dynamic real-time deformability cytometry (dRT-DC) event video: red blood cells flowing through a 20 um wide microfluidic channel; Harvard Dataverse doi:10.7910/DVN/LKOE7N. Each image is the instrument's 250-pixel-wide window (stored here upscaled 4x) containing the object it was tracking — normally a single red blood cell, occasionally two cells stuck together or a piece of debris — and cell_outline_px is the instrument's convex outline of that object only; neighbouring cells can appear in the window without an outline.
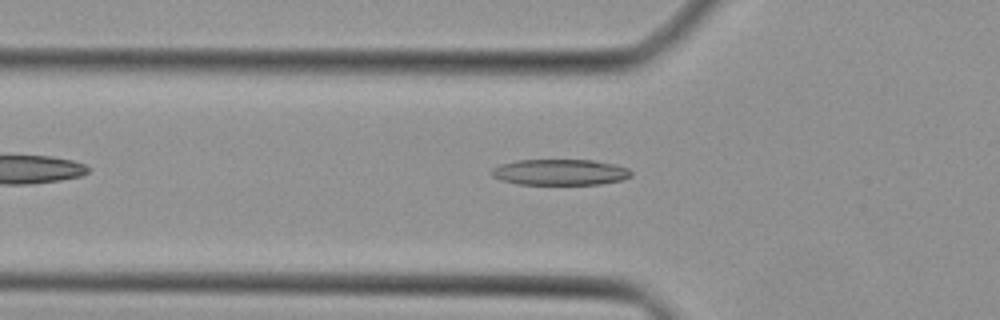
{"species": "Egyptian fruit bat (a non-hibernating species)", "species_latin": "Rousettus aegyptiacus", "temperature_condition": "cold", "stored_images_in_passage": 35, "camera_frame_rate_fps": 3000, "um_per_image_px": 0.085, "animal": {"sex": "female"}, "frame": {"image": 1, "passage_image": 6, "time_ms": 1.667, "image_size_px": [1000, 320], "cell_outline_px": [[632, 176], [620, 180], [600, 184], [516, 184], [500, 180], [492, 176], [492, 168], [500, 164], [516, 160], [592, 160], [616, 164], [628, 168], [632, 172]], "centroid_in_image_um": [47.6, 14.63], "position_along_channel_um": 78.2, "area_um2": 21.15}}
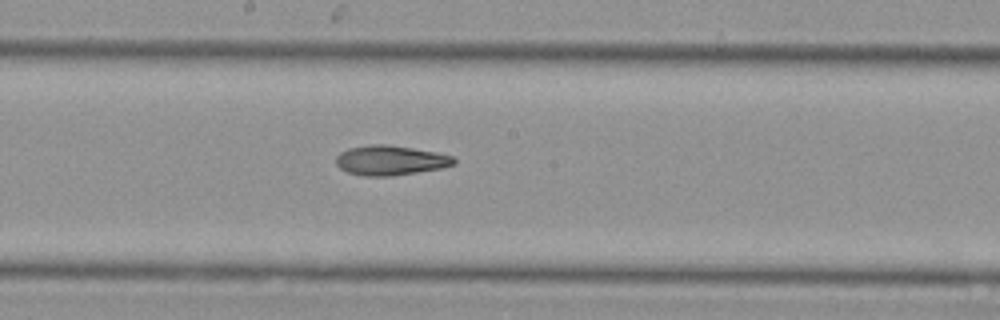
{"frame": {"image": 2, "passage_image": 15, "time_ms": 4.667, "image_size_px": [1000, 320], "cell_outline_px": [[456, 164], [440, 168], [392, 176], [364, 176], [348, 172], [340, 168], [336, 164], [336, 156], [340, 152], [348, 148], [368, 144], [384, 144], [412, 148], [436, 152], [452, 156], [456, 160]], "centroid_in_image_um": [33.16, 13.62], "position_along_channel_um": 215.0, "area_um2": 20.4}}
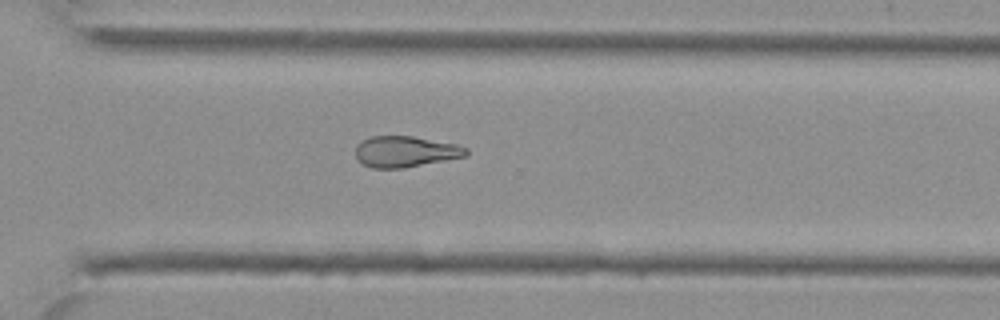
{"frame": {"image": 3, "passage_image": 23, "time_ms": 7.333, "image_size_px": [1000, 320], "cell_outline_px": [[468, 156], [404, 168], [372, 168], [356, 160], [356, 144], [360, 140], [372, 136], [412, 136], [456, 144], [468, 148]], "centroid_in_image_um": [34.45, 12.89], "position_along_channel_um": 336.2, "area_um2": 20.17}}